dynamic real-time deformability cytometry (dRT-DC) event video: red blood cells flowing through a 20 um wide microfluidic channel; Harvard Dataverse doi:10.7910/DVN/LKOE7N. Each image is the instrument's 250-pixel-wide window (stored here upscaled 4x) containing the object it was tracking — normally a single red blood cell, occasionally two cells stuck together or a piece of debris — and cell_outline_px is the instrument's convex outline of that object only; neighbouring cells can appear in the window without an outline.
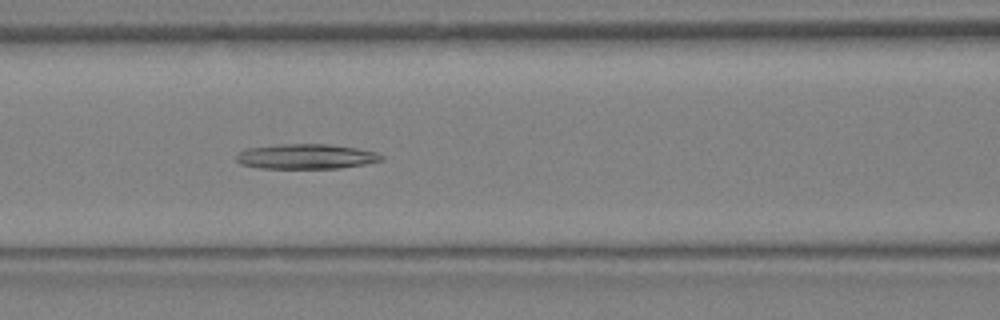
{"species": "Egyptian fruit bat (a non-hibernating species)", "species_latin": "Rousettus aegyptiacus", "temperature_condition": "warm", "stored_images_in_passage": 9, "camera_frame_rate_fps": 3000, "um_per_image_px": 0.085, "animal": {"sex": "female"}, "frame": {"image": 1, "passage_image": 9, "time_ms": 2.667, "image_size_px": [1000, 320], "cell_outline_px": [[384, 160], [364, 164], [340, 168], [260, 168], [240, 164], [236, 160], [236, 156], [240, 152], [248, 148], [280, 144], [328, 144], [356, 148], [376, 152], [384, 156]], "centroid_in_image_um": [26.03, 13.3], "position_along_channel_um": 140.6, "area_um2": 21.04}}